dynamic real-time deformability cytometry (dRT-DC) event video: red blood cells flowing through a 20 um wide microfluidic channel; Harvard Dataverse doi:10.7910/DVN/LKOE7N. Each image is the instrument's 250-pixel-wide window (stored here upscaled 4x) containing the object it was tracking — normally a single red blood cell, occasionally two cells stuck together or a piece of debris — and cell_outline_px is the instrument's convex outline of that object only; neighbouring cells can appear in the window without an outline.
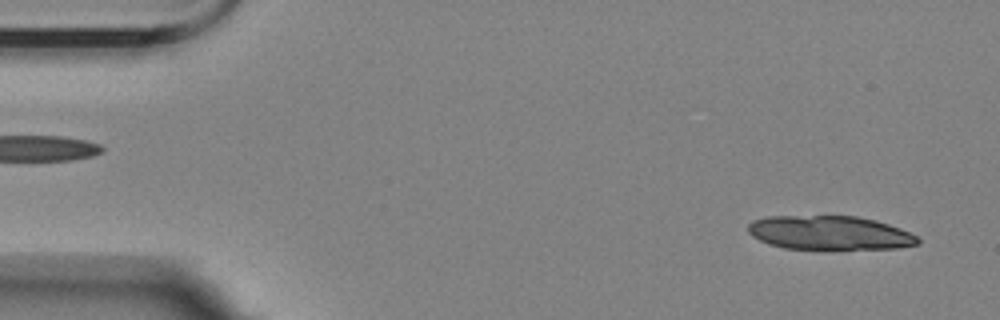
{"species": "Egyptian fruit bat (a non-hibernating species)", "species_latin": "Rousettus aegyptiacus", "temperature_condition": "room temperature", "stored_images_in_passage": 6, "segment_of_instrument_passage": [2, 2], "camera_frame_rate_fps": 3000, "um_per_image_px": 0.085, "animal": {"sex": "female"}, "frame": {"image": 1, "passage_image": 6, "time_ms": 5.667, "image_size_px": [1000, 320], "cell_outline_px": [[920, 244], [896, 248], [784, 248], [768, 244], [752, 236], [748, 232], [748, 224], [752, 220], [768, 216], [856, 216], [876, 220], [900, 228], [916, 236], [920, 240]], "centroid_in_image_um": [70.49, 19.77], "position_along_channel_um": 14.5, "area_um2": 33.29}}